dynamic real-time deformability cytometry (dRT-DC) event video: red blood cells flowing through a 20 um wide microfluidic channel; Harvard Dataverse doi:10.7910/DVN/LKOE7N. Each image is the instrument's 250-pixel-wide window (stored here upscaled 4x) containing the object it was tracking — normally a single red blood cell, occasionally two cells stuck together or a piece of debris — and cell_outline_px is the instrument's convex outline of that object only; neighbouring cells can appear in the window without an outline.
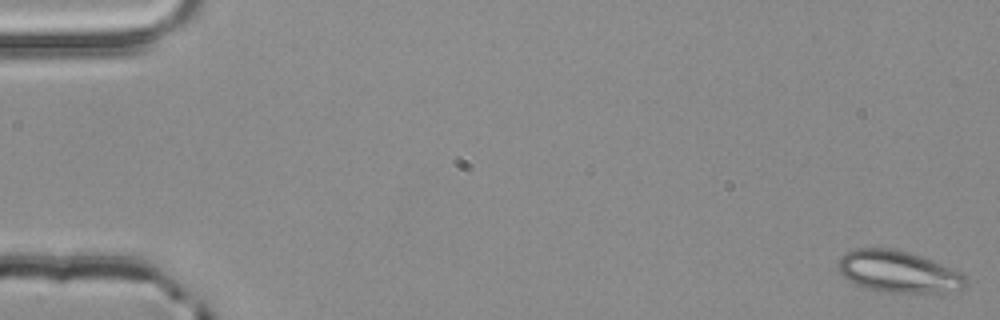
{"species": "common noctule bat (a hibernating species)", "species_latin": "Nyctalus noctula", "temperature_condition": "room temperature", "stored_images_in_passage": 13, "camera_frame_rate_fps": 3000, "um_per_image_px": 0.085, "animal": {"sex": "male", "body_mass_g": 20.4}, "frame": {"image": 1, "passage_image": 1, "time_ms": 0.0, "image_size_px": [1000, 320], "cell_outline_px": [[968, 284], [964, 288], [940, 296], [880, 292], [864, 288], [848, 280], [836, 268], [840, 256], [844, 252], [856, 248], [892, 248], [908, 252], [920, 256], [964, 272], [968, 280]], "centroid_in_image_um": [76.44, 23.15], "position_along_channel_um": 8.6, "area_um2": 32.54}}